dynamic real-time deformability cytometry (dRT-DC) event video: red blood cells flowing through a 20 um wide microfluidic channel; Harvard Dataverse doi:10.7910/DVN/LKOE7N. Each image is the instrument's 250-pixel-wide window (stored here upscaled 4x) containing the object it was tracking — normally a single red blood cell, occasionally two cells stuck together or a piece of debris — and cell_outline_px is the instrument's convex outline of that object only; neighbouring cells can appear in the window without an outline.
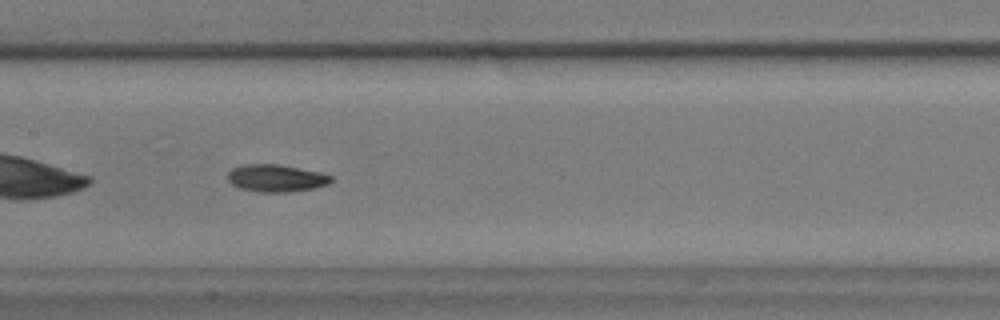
{"species": "common noctule bat (a hibernating species)", "species_latin": "Nyctalus noctula", "temperature_condition": "warm", "stored_images_in_passage": 41, "camera_frame_rate_fps": 3000, "um_per_image_px": 0.085, "animal": {"sex": "male", "body_mass_g": 17.9}, "frame": {"image": 1, "passage_image": 12, "time_ms": 3.667, "image_size_px": [1000, 320], "cell_outline_px": [[332, 180], [328, 184], [312, 188], [288, 192], [260, 192], [240, 188], [232, 184], [228, 180], [228, 172], [232, 168], [244, 164], [280, 164], [320, 172], [332, 176]], "centroid_in_image_um": [23.46, 15.13], "position_along_channel_um": 183.9, "area_um2": 16.42}}
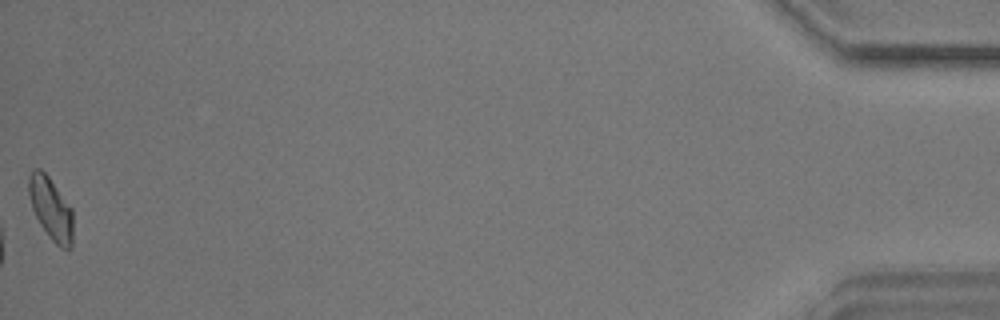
{"frame": {"image": 2, "passage_image": 41, "time_ms": 13.333, "image_size_px": [1000, 320], "cell_outline_px": [[72, 248], [60, 248], [48, 236], [40, 224], [32, 208], [28, 192], [28, 176], [36, 168], [40, 168], [48, 176], [72, 208]], "centroid_in_image_um": [4.32, 17.73], "position_along_channel_um": 430.9, "area_um2": 16.01}, "authors_computed_cell_mechanics": {"area_um2": 16.184, "velocity_mm_per_s": 3.5652, "shape_relaxation_time_tau1_ms": 5.4838, "shape_relaxation_time_tau2_ms": 6.7978, "deformation_change_tau1": 0.1422, "deformation_change_tau2": 0.1125}}